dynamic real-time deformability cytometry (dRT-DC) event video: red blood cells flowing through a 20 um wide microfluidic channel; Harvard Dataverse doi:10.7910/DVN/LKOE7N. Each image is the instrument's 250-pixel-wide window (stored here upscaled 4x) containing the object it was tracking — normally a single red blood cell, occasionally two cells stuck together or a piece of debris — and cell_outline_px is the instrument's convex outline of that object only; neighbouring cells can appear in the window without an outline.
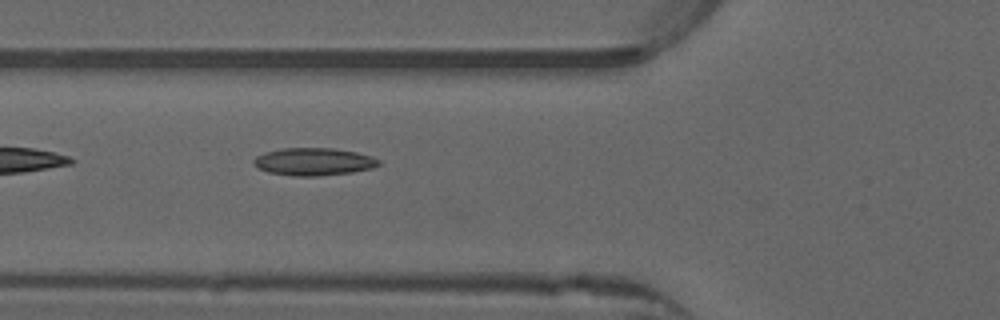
{"species": "common noctule bat (a hibernating species)", "species_latin": "Nyctalus noctula", "temperature_condition": "warm", "stored_images_in_passage": 14, "camera_frame_rate_fps": 3000, "um_per_image_px": 0.085, "animal": {"sex": "male", "forearm_length_mm": 52.5}, "frame": {"image": 1, "passage_image": 4, "time_ms": 1.0, "image_size_px": [1000, 320], "cell_outline_px": [[380, 164], [372, 168], [352, 172], [316, 176], [292, 176], [268, 172], [252, 164], [252, 160], [256, 156], [264, 152], [284, 148], [332, 148], [356, 152], [372, 156], [380, 160]], "centroid_in_image_um": [26.65, 13.74], "position_along_channel_um": 99.2, "area_um2": 20.11}}
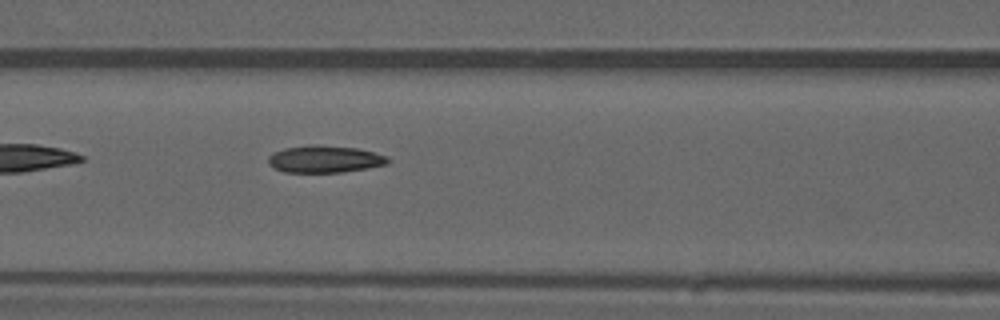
{"frame": {"image": 2, "passage_image": 7, "time_ms": 2.0, "image_size_px": [1000, 320], "cell_outline_px": [[388, 164], [368, 168], [344, 172], [284, 172], [268, 164], [268, 156], [272, 152], [284, 148], [308, 144], [316, 144], [356, 148], [388, 156]], "centroid_in_image_um": [27.57, 13.51], "position_along_channel_um": 139.0, "area_um2": 19.02}}
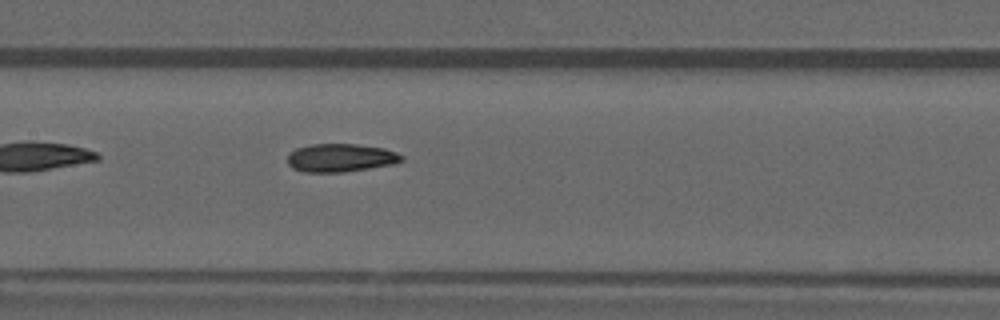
{"frame": {"image": 3, "passage_image": 10, "time_ms": 3.0, "image_size_px": [1000, 320], "cell_outline_px": [[404, 160], [392, 164], [344, 172], [304, 172], [292, 168], [288, 164], [288, 152], [296, 148], [308, 144], [356, 144], [384, 148], [396, 152], [404, 156]], "centroid_in_image_um": [28.92, 13.4], "position_along_channel_um": 178.5, "area_um2": 18.84}}